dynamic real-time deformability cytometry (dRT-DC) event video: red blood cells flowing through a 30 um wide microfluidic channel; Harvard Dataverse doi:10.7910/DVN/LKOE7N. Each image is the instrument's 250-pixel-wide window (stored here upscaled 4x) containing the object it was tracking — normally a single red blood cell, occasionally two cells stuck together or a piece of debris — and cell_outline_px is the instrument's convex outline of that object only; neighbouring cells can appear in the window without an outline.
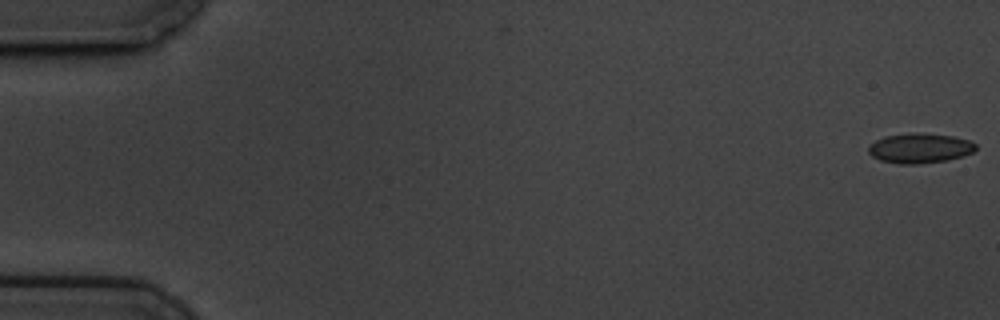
{"species": "common noctule bat (a hibernating species)", "species_latin": "Nyctalus noctula", "temperature_condition": "cold", "stored_images_in_passage": 59, "camera_frame_rate_fps": 3000, "um_per_image_px": 0.085, "animal": {"sex": "male", "body_mass_g": 19.5, "forearm_length_mm": 54.6}, "frame": {"image": 1, "passage_image": 1, "time_ms": 0.0, "image_size_px": [1000, 320], "cell_outline_px": [[976, 148], [972, 152], [964, 156], [948, 160], [920, 164], [900, 164], [880, 160], [872, 156], [868, 152], [868, 144], [884, 136], [912, 132], [916, 132], [952, 136], [968, 140], [976, 144]], "centroid_in_image_um": [78.16, 12.59], "position_along_channel_um": 6.8, "area_um2": 18.84}}
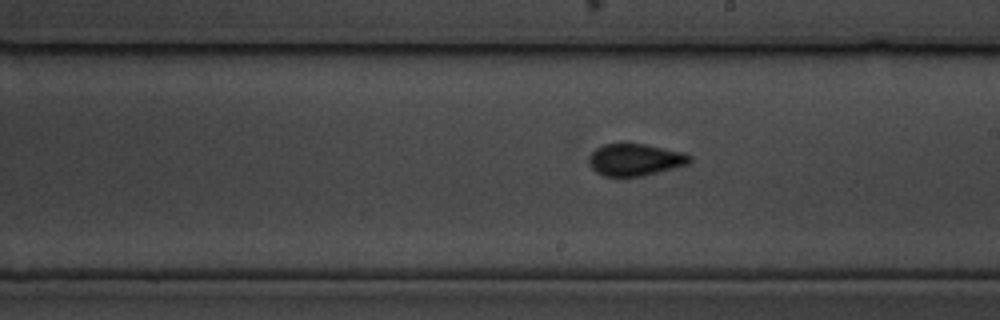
{"frame": {"image": 2, "passage_image": 34, "time_ms": 11.0, "image_size_px": [1000, 320], "cell_outline_px": [[692, 160], [688, 164], [640, 176], [604, 176], [596, 172], [588, 164], [588, 160], [592, 152], [596, 148], [604, 144], [644, 144], [684, 152], [692, 156]], "centroid_in_image_um": [53.98, 13.57], "position_along_channel_um": 235.0, "area_um2": 18.61}}
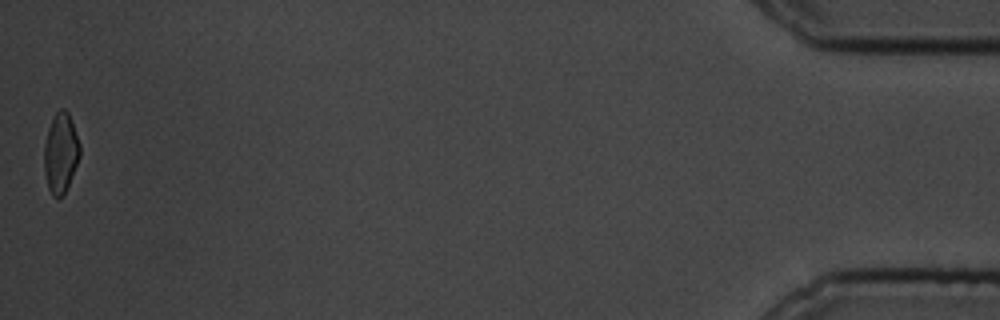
{"frame": {"image": 3, "passage_image": 59, "time_ms": 19.333, "image_size_px": [1000, 320], "cell_outline_px": [[80, 156], [68, 184], [64, 192], [60, 196], [52, 196], [48, 188], [44, 172], [44, 144], [48, 128], [56, 112], [60, 108], [64, 108], [68, 112], [80, 144]], "centroid_in_image_um": [5.14, 12.97], "position_along_channel_um": 430.1, "area_um2": 16.42}, "authors_computed_cell_mechanics": {"area_um2": 18.3226, "velocity_mm_per_s": 3.4316, "shape_relaxation_time_tau1_ms": 7.135, "shape_relaxation_time_tau2_ms": 1.1512, "deformation_change_tau1": 0.1262, "deformation_change_tau2": 0.0602}}